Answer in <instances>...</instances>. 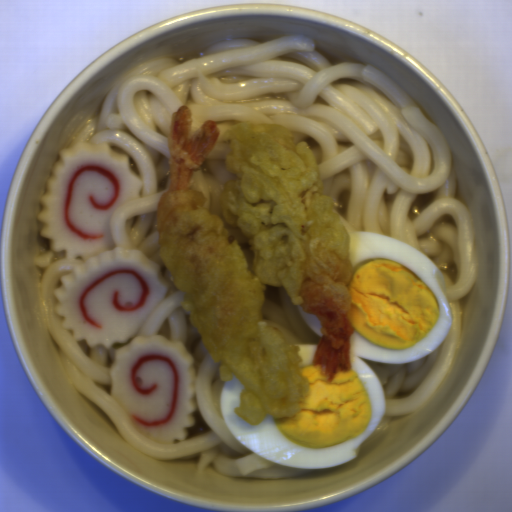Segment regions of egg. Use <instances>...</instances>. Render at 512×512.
Listing matches in <instances>:
<instances>
[{"instance_id":"obj_2","label":"egg","mask_w":512,"mask_h":512,"mask_svg":"<svg viewBox=\"0 0 512 512\" xmlns=\"http://www.w3.org/2000/svg\"><path fill=\"white\" fill-rule=\"evenodd\" d=\"M297 308H298L302 318L304 319L305 323L310 327V329L314 333H316L317 335H319L321 337L322 327H321V323L317 319V317L315 315L305 311L301 305H297Z\"/></svg>"},{"instance_id":"obj_1","label":"egg","mask_w":512,"mask_h":512,"mask_svg":"<svg viewBox=\"0 0 512 512\" xmlns=\"http://www.w3.org/2000/svg\"><path fill=\"white\" fill-rule=\"evenodd\" d=\"M351 307V370L339 366L329 380L313 365L318 345L296 344L310 388L295 417L267 415L255 425L240 418L244 385L232 373L219 395L220 414L244 447L279 466L330 468L359 456L386 411V396L374 369L360 358L404 364L437 349L453 322L437 265L418 249L383 234L347 231Z\"/></svg>"}]
</instances>
